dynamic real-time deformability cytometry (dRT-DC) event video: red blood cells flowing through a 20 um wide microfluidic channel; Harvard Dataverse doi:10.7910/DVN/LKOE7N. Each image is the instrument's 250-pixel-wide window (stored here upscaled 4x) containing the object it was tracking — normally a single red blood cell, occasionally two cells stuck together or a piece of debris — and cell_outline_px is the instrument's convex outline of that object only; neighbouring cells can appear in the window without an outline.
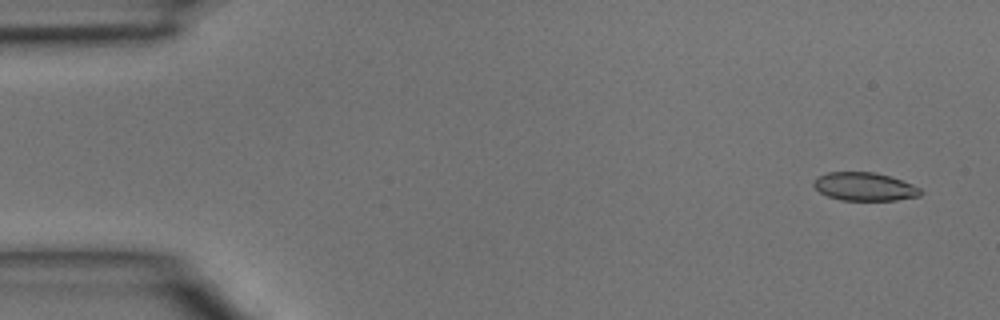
{"species": "common noctule bat (a hibernating species)", "species_latin": "Nyctalus noctula", "temperature_condition": "room temperature", "stored_images_in_passage": 3, "camera_frame_rate_fps": 3000, "um_per_image_px": 0.085, "animal": {"sex": "male", "body_mass_g": 15.6}, "frame": {"image": 1, "passage_image": 1, "time_ms": 0.0, "image_size_px": [1000, 320], "cell_outline_px": [[924, 192], [920, 196], [896, 200], [840, 200], [828, 196], [820, 192], [812, 184], [812, 180], [828, 172], [872, 172], [888, 176], [912, 184], [920, 188]], "centroid_in_image_um": [73.48, 15.87], "position_along_channel_um": 11.5, "area_um2": 17.51}}